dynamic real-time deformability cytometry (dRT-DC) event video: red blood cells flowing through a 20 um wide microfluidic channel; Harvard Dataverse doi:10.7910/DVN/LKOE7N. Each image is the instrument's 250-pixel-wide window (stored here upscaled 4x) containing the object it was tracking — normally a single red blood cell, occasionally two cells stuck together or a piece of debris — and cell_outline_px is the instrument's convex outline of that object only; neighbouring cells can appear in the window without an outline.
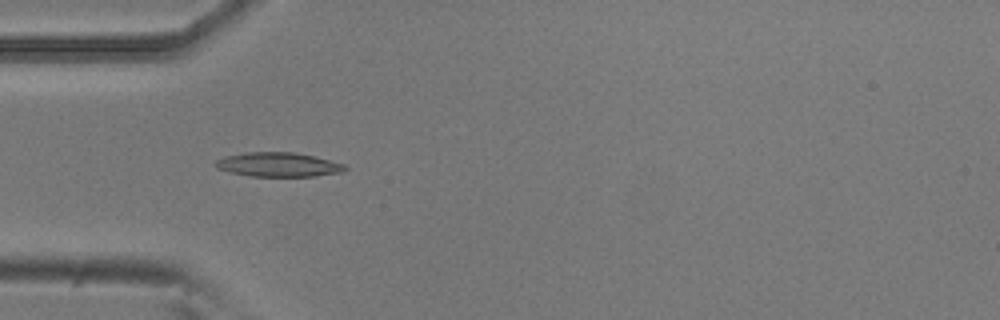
{"species": "common noctule bat (a hibernating species)", "species_latin": "Nyctalus noctula", "temperature_condition": "room temperature", "stored_images_in_passage": 52, "camera_frame_rate_fps": 3000, "um_per_image_px": 0.085, "animal": {"sex": "male", "body_mass_g": 20.5, "forearm_length_mm": 52.5}, "frame": {"image": 1, "passage_image": 15, "time_ms": 4.667, "image_size_px": [1000, 320], "cell_outline_px": [[348, 168], [344, 172], [312, 176], [252, 176], [232, 172], [216, 168], [212, 164], [216, 160], [224, 156], [248, 152], [296, 152], [344, 164]], "centroid_in_image_um": [23.63, 13.99], "position_along_channel_um": 61.4, "area_um2": 18.21}}
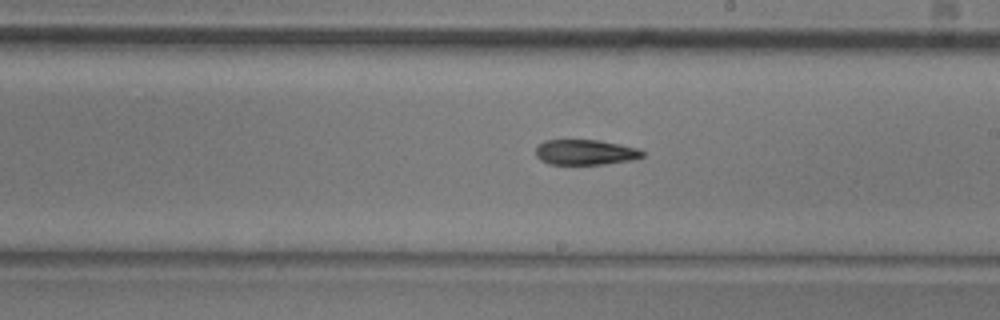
{"frame": {"image": 2, "passage_image": 29, "time_ms": 9.333, "image_size_px": [1000, 320], "cell_outline_px": [[644, 156], [632, 160], [604, 164], [548, 164], [540, 160], [536, 156], [536, 148], [544, 140], [600, 140], [620, 144], [636, 148], [644, 152]], "centroid_in_image_um": [49.74, 12.94], "position_along_channel_um": 239.3, "area_um2": 15.72}}
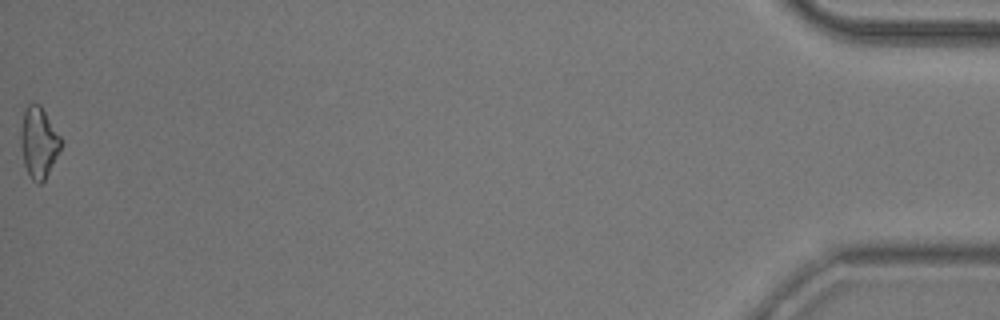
{"frame": {"image": 3, "passage_image": 52, "time_ms": 17.0, "image_size_px": [1000, 320], "cell_outline_px": [[60, 148], [44, 180], [40, 184], [32, 180], [24, 164], [20, 144], [20, 128], [24, 108], [28, 104], [40, 104], [60, 136]], "centroid_in_image_um": [3.24, 12.07], "position_along_channel_um": 432.0, "area_um2": 16.3}, "authors_computed_cell_mechanics": {"area_um2": 16.5886, "velocity_mm_per_s": 3.8323, "shape_relaxation_time_tau1_ms": 6.7067, "shape_relaxation_time_tau2_ms": null, "deformation_change_tau1": 0.1631, "deformation_change_tau2": null}}